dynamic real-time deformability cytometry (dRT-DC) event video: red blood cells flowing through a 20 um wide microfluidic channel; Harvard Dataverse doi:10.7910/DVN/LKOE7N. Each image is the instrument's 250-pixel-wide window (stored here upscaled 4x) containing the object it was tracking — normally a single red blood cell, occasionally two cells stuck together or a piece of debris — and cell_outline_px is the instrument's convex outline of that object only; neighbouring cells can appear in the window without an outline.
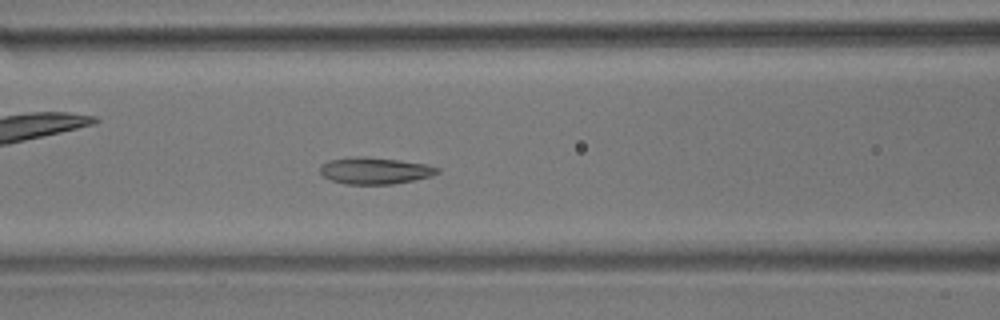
{"species": "common noctule bat (a hibernating species)", "species_latin": "Nyctalus noctula", "temperature_condition": "room temperature", "stored_images_in_passage": 55, "camera_frame_rate_fps": 3000, "um_per_image_px": 0.085, "animal": {"sex": "male", "body_mass_g": 17.9}, "frame": {"image": 1, "passage_image": 22, "time_ms": 7.0, "image_size_px": [1000, 320], "cell_outline_px": [[440, 172], [432, 176], [392, 184], [344, 184], [332, 180], [324, 176], [320, 172], [320, 164], [328, 160], [356, 156], [400, 160], [428, 164], [440, 168]], "centroid_in_image_um": [31.87, 14.5], "position_along_channel_um": 134.7, "area_um2": 18.26}}
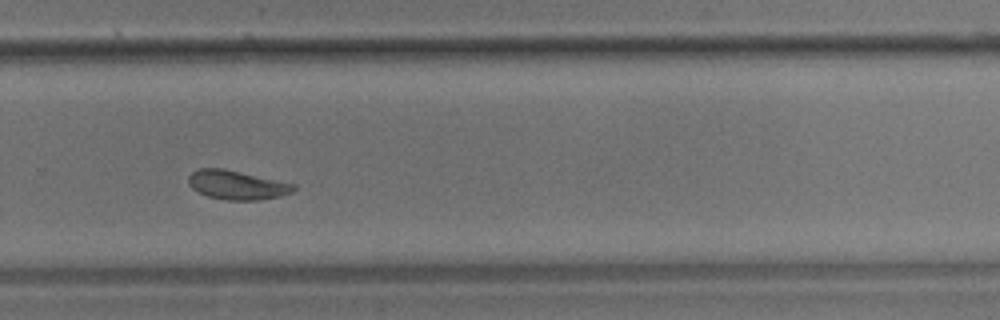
{"frame": {"image": 2, "passage_image": 37, "time_ms": 12.0, "image_size_px": [1000, 320], "cell_outline_px": [[296, 188], [292, 192], [280, 196], [260, 200], [228, 200], [208, 196], [196, 192], [188, 184], [188, 176], [196, 168], [224, 168], [296, 184]], "centroid_in_image_um": [20.11, 15.71], "position_along_channel_um": 309.7, "area_um2": 17.98}}
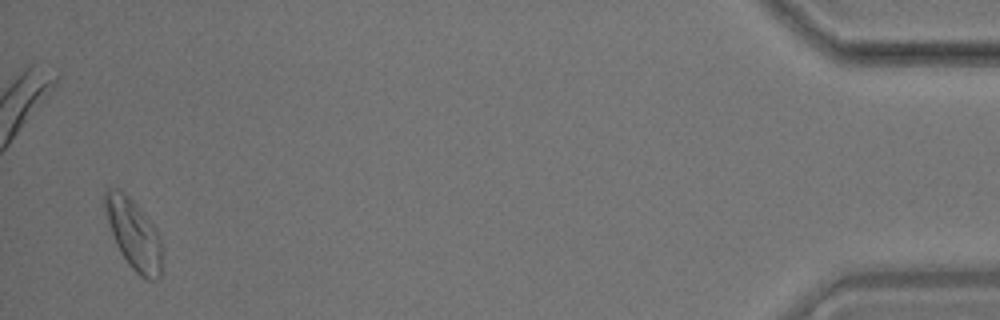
{"frame": {"image": 3, "passage_image": 54, "time_ms": 17.667, "image_size_px": [1000, 320], "cell_outline_px": [[160, 276], [156, 280], [148, 280], [140, 276], [128, 264], [120, 252], [116, 244], [104, 208], [104, 192], [108, 188], [116, 188], [128, 196], [136, 204], [156, 228], [160, 240]], "centroid_in_image_um": [11.34, 19.9], "position_along_channel_um": 423.9, "area_um2": 22.83}, "authors_computed_cell_mechanics": {"area_um2": 18.2648, "velocity_mm_per_s": 3.514, "shape_relaxation_time_tau1_ms": 3.5028, "shape_relaxation_time_tau2_ms": 2.4147, "deformation_change_tau1": 0.1001, "deformation_change_tau2": 0.063}}